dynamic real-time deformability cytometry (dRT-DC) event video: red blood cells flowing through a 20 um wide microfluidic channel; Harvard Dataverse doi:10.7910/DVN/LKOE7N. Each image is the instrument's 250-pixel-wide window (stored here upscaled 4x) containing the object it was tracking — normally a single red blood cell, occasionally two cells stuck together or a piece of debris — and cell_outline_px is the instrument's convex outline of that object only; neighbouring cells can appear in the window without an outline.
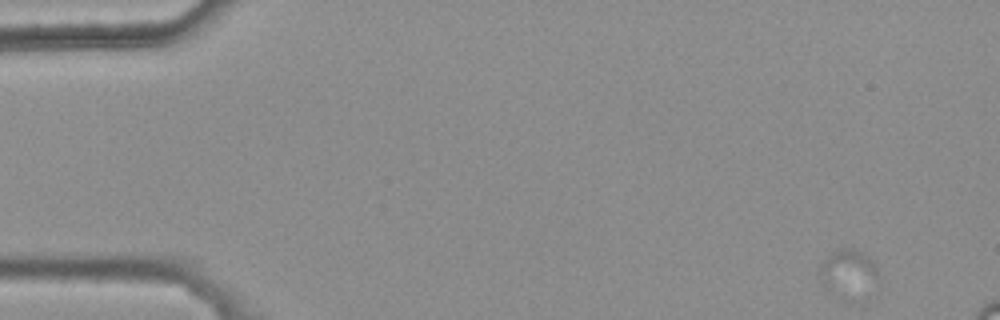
{"species": "common noctule bat (a hibernating species)", "species_latin": "Nyctalus noctula", "temperature_condition": "warm", "stored_images_in_passage": 12, "camera_frame_rate_fps": 3000, "um_per_image_px": 0.085, "animal": {"sex": "female", "body_mass_g": 25.1}, "frame": {"image": 1, "passage_image": 1, "time_ms": 0.0, "image_size_px": [1000, 320], "cell_outline_px": [[876, 276], [852, 304], [844, 304], [828, 292], [816, 276], [820, 264], [836, 248], [852, 248], [860, 252], [872, 260], [876, 268]], "centroid_in_image_um": [71.94, 23.3], "position_along_channel_um": 13.1, "area_um2": 16.59}}